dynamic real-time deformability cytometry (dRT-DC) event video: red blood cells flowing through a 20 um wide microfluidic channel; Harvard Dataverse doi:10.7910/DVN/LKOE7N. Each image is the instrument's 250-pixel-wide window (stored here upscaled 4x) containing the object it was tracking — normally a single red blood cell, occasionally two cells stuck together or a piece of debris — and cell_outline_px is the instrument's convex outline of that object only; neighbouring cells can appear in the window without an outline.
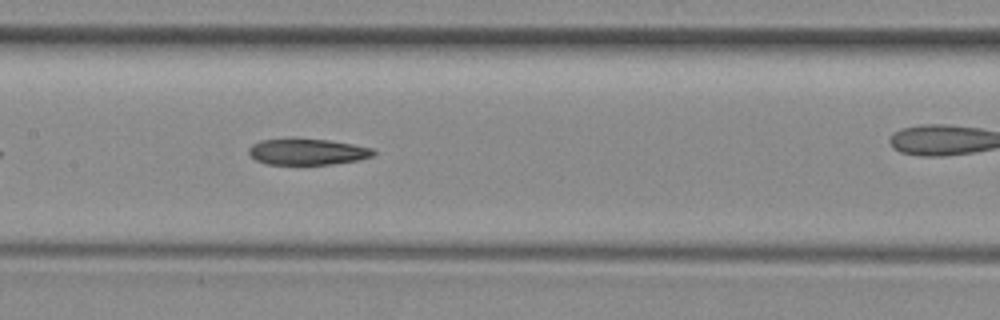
{"species": "common noctule bat (a hibernating species)", "species_latin": "Nyctalus noctula", "temperature_condition": "room temperature", "stored_images_in_passage": 38, "camera_frame_rate_fps": 3000, "um_per_image_px": 0.085, "animal": {"sex": "female", "body_mass_g": 29.2, "forearm_length_mm": 56.3}, "frame": {"image": 1, "passage_image": 12, "time_ms": 3.667, "image_size_px": [1000, 320], "cell_outline_px": [[376, 152], [372, 156], [360, 160], [332, 164], [268, 164], [256, 160], [248, 152], [248, 148], [252, 144], [260, 140], [292, 136], [296, 136], [328, 140], [352, 144], [372, 148]], "centroid_in_image_um": [26.09, 12.86], "position_along_channel_um": 181.3, "area_um2": 19.59}, "authors_computed_cell_mechanics": {"area_um2": 19.652, "velocity_mm_per_s": 3.9652, "shape_relaxation_time_tau1_ms": null, "shape_relaxation_time_tau2_ms": 6.2207, "deformation_change_tau1": null, "deformation_change_tau2": 0.1699}}